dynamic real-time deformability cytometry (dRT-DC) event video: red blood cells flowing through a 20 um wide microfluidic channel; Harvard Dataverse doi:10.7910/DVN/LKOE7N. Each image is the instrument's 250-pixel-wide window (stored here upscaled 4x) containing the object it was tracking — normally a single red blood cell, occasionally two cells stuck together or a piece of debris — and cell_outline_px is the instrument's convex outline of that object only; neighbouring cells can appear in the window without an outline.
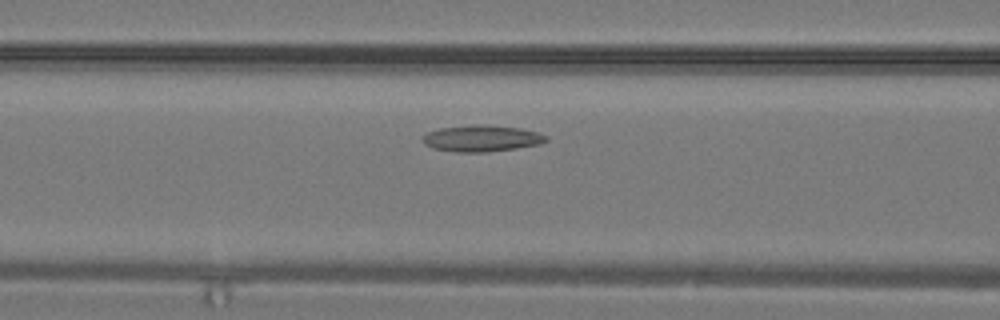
{"species": "common noctule bat (a hibernating species)", "species_latin": "Nyctalus noctula", "temperature_condition": "warm", "stored_images_in_passage": 29, "camera_frame_rate_fps": 3000, "um_per_image_px": 0.085, "animal": {"sex": "male", "body_mass_g": 19.2, "forearm_length_mm": 51.8}, "frame": {"image": 1, "passage_image": 10, "time_ms": 3.0, "image_size_px": [1000, 320], "cell_outline_px": [[548, 140], [540, 144], [516, 148], [488, 152], [452, 152], [432, 148], [424, 144], [420, 140], [420, 136], [428, 132], [440, 128], [472, 124], [484, 124], [520, 128], [536, 132], [548, 136]], "centroid_in_image_um": [40.88, 11.76], "position_along_channel_um": 125.7, "area_um2": 19.31}}
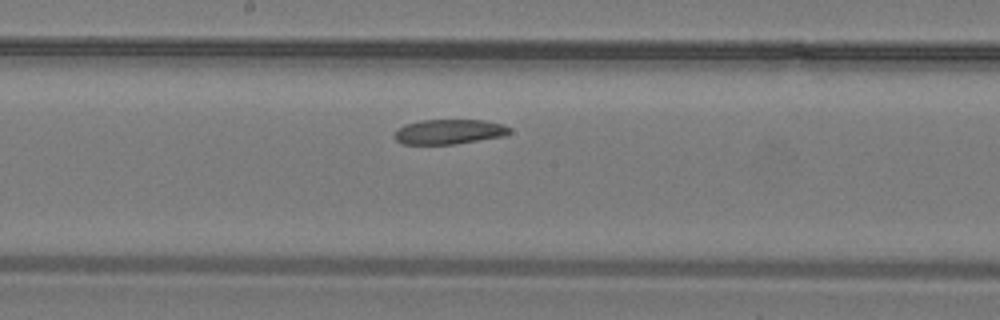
{"frame": {"image": 2, "passage_image": 14, "time_ms": 4.333, "image_size_px": [1000, 320], "cell_outline_px": [[512, 132], [504, 136], [456, 144], [400, 144], [392, 136], [404, 124], [420, 120], [484, 120], [504, 124], [512, 128]], "centroid_in_image_um": [38.2, 11.2], "position_along_channel_um": 210.0, "area_um2": 16.88}}
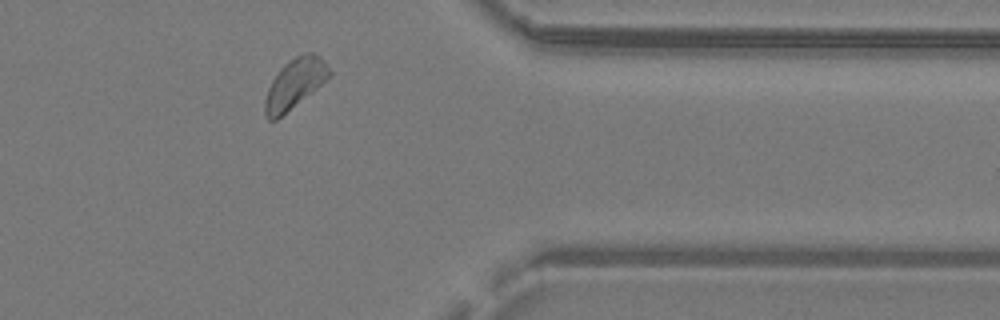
{"frame": {"image": 3, "passage_image": 23, "time_ms": 7.333, "image_size_px": [1000, 320], "cell_outline_px": [[332, 72], [316, 88], [276, 120], [268, 120], [264, 112], [264, 100], [268, 88], [272, 80], [280, 68], [284, 64], [296, 56], [304, 52], [312, 52], [320, 56], [324, 60]], "centroid_in_image_um": [25.03, 7.09], "position_along_channel_um": 386.4, "area_um2": 18.32}}